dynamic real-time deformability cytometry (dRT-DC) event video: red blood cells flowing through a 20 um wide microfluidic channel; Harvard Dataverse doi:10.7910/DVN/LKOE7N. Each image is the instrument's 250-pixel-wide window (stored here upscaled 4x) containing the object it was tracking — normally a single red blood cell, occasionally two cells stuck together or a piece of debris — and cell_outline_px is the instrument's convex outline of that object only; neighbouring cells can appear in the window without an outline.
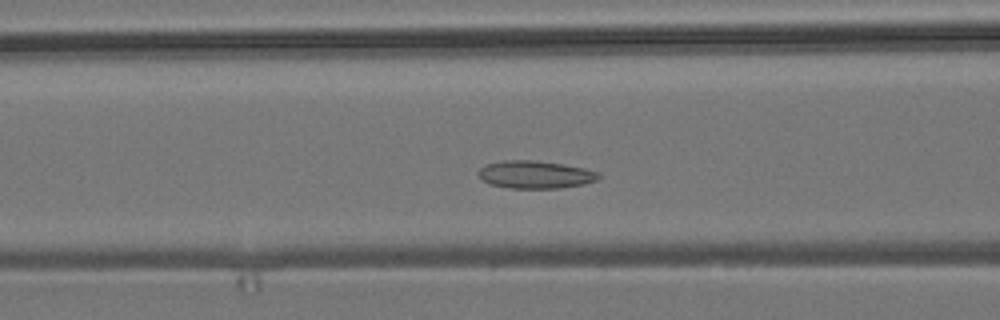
{"species": "common noctule bat (a hibernating species)", "species_latin": "Nyctalus noctula", "temperature_condition": "room temperature", "stored_images_in_passage": 50, "camera_frame_rate_fps": 3000, "um_per_image_px": 0.085, "animal": {"sex": "male", "body_mass_g": 19.2, "forearm_length_mm": 51.8}, "frame": {"image": 1, "passage_image": 16, "time_ms": 5.0, "image_size_px": [1000, 320], "cell_outline_px": [[600, 176], [596, 180], [584, 184], [560, 188], [508, 188], [492, 184], [484, 180], [476, 172], [480, 168], [488, 164], [504, 160], [532, 160], [560, 164], [584, 168], [600, 172]], "centroid_in_image_um": [45.51, 14.84], "position_along_channel_um": 121.1, "area_um2": 19.19}}
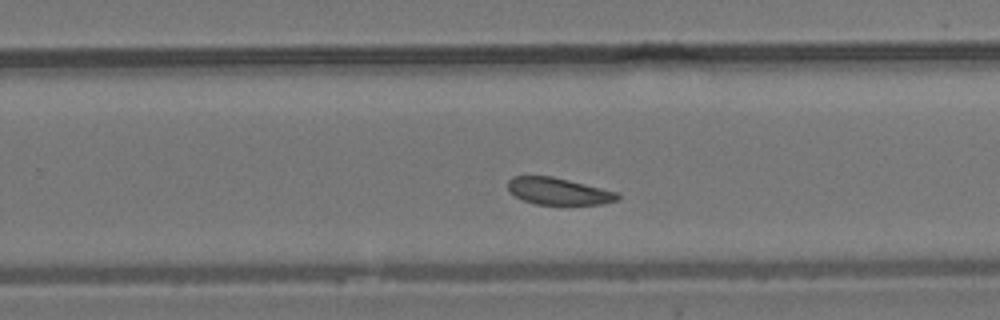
{"frame": {"image": 2, "passage_image": 29, "time_ms": 9.333, "image_size_px": [1000, 320], "cell_outline_px": [[620, 200], [604, 204], [536, 204], [524, 200], [508, 192], [508, 180], [512, 176], [552, 176], [620, 192]], "centroid_in_image_um": [47.51, 16.25], "position_along_channel_um": 282.3, "area_um2": 17.34}}
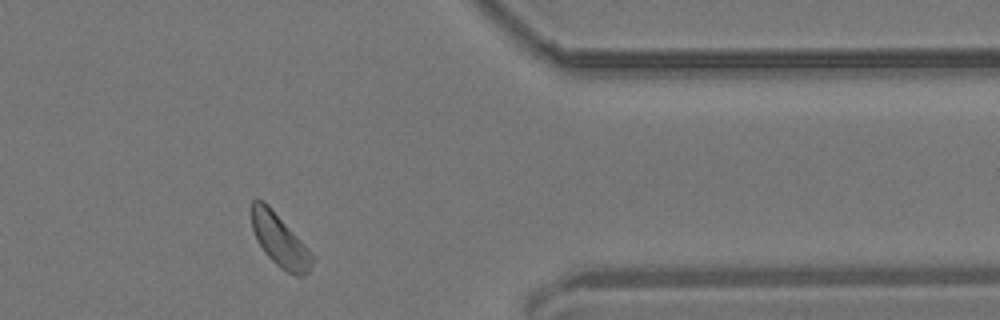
{"frame": {"image": 3, "passage_image": 39, "time_ms": 12.667, "image_size_px": [1000, 320], "cell_outline_px": [[312, 260], [308, 272], [304, 276], [296, 276], [280, 268], [264, 252], [252, 228], [252, 200], [256, 196], [264, 200], [268, 204], [304, 244], [312, 256]], "centroid_in_image_um": [23.74, 20.39], "position_along_channel_um": 387.7, "area_um2": 18.15}, "authors_computed_cell_mechanics": {"area_um2": 18.6983, "velocity_mm_per_s": 3.7345, "shape_relaxation_time_tau1_ms": null, "shape_relaxation_time_tau2_ms": 3.143, "deformation_change_tau1": null, "deformation_change_tau2": 0.069}}